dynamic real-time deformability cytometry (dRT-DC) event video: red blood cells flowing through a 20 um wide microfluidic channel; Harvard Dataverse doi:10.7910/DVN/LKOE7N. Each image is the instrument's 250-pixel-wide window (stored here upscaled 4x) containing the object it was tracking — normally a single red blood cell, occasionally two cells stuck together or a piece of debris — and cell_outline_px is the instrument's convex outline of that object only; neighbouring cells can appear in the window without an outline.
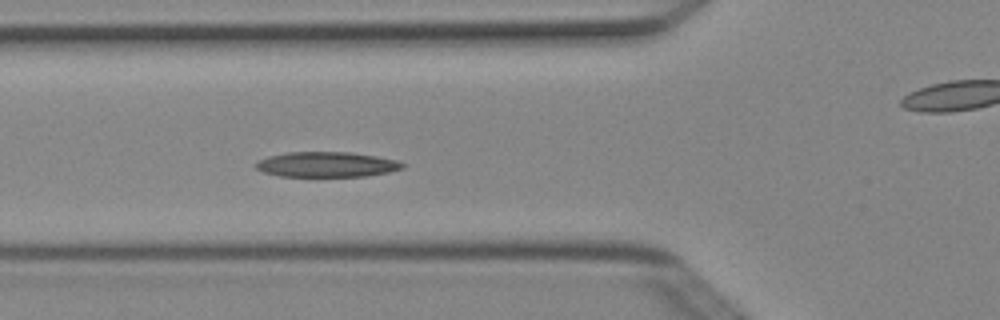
{"species": "Egyptian fruit bat (a non-hibernating species)", "species_latin": "Rousettus aegyptiacus", "temperature_condition": "cold", "stored_images_in_passage": 7, "segment_of_instrument_passage": [1, 2], "camera_frame_rate_fps": 3000, "um_per_image_px": 0.085, "animal": {"sex": "female"}, "frame": {"image": 1, "passage_image": 6, "time_ms": 1.667, "image_size_px": [1000, 320], "cell_outline_px": [[404, 168], [388, 172], [368, 176], [280, 176], [264, 172], [256, 168], [252, 164], [268, 156], [284, 152], [352, 152], [400, 160], [404, 164]], "centroid_in_image_um": [27.77, 13.97], "position_along_channel_um": 98.0, "area_um2": 21.68}}